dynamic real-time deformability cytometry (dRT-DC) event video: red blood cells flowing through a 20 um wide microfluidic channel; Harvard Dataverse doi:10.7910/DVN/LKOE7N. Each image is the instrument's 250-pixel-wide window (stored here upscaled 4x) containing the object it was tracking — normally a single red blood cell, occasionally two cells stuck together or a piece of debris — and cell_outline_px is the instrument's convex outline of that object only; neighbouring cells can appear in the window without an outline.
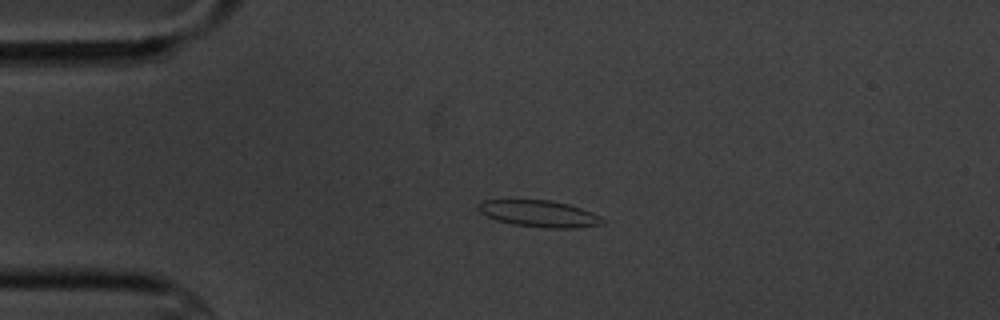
{"species": "common noctule bat (a hibernating species)", "species_latin": "Nyctalus noctula", "temperature_condition": "cold", "stored_images_in_passage": 5, "camera_frame_rate_fps": 3000, "um_per_image_px": 0.085, "animal": {"sex": "male", "body_mass_g": 20.1, "forearm_length_mm": 53.5}, "frame": {"image": 1, "passage_image": 3, "time_ms": 2.333, "image_size_px": [1000, 320], "cell_outline_px": [[604, 224], [576, 228], [544, 228], [512, 224], [496, 220], [480, 212], [480, 204], [484, 200], [548, 200], [568, 204], [592, 212], [600, 216], [604, 220]], "centroid_in_image_um": [45.88, 18.18], "position_along_channel_um": 39.1, "area_um2": 19.07}}
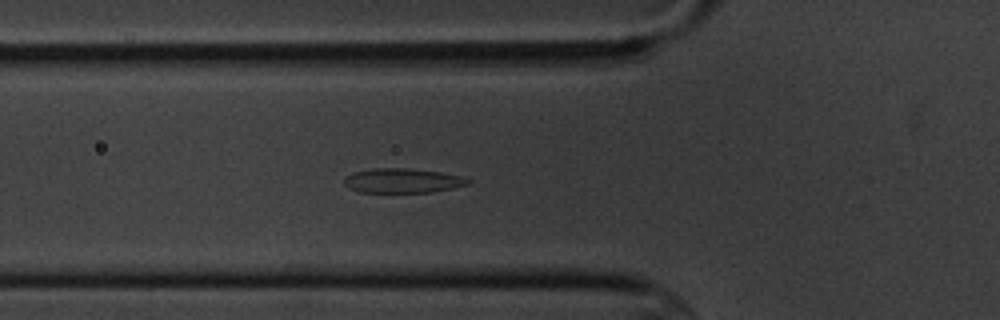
{"frame": {"image": 2, "passage_image": 5, "time_ms": 4.667, "image_size_px": [1000, 320], "cell_outline_px": [[472, 180], [468, 184], [452, 188], [432, 192], [360, 192], [348, 188], [344, 184], [344, 180], [352, 172], [372, 168], [408, 168], [440, 172], [460, 176]], "centroid_in_image_um": [34.2, 15.35], "position_along_channel_um": 91.6, "area_um2": 17.63}}